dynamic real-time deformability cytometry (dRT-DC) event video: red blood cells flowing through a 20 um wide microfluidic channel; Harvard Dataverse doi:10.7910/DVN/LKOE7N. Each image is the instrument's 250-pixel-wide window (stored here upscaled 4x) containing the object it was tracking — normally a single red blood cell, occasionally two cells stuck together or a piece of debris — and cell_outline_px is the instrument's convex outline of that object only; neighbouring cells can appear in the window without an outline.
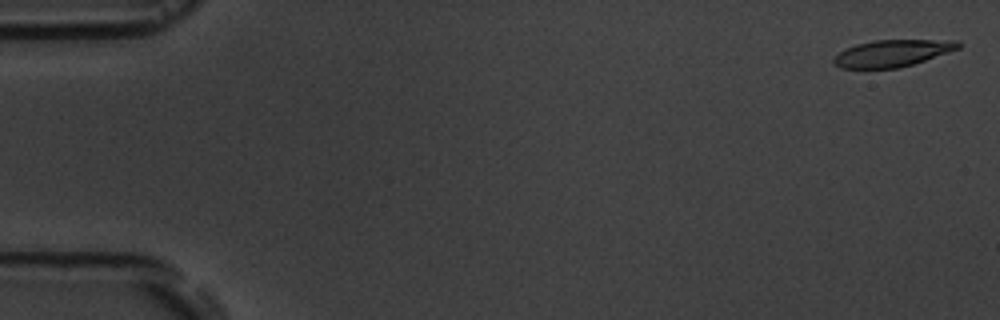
{"species": "common noctule bat (a hibernating species)", "species_latin": "Nyctalus noctula", "temperature_condition": "room temperature", "stored_images_in_passage": 5, "camera_frame_rate_fps": 3000, "um_per_image_px": 0.085, "animal": {"sex": "male", "body_mass_g": 19.5, "forearm_length_mm": 54.6}, "frame": {"image": 1, "passage_image": 1, "time_ms": 0.0, "image_size_px": [1000, 320], "cell_outline_px": [[964, 44], [960, 48], [900, 68], [840, 68], [832, 60], [840, 52], [856, 44], [876, 40], [960, 40]], "centroid_in_image_um": [75.9, 4.51], "position_along_channel_um": 9.1, "area_um2": 19.31}}
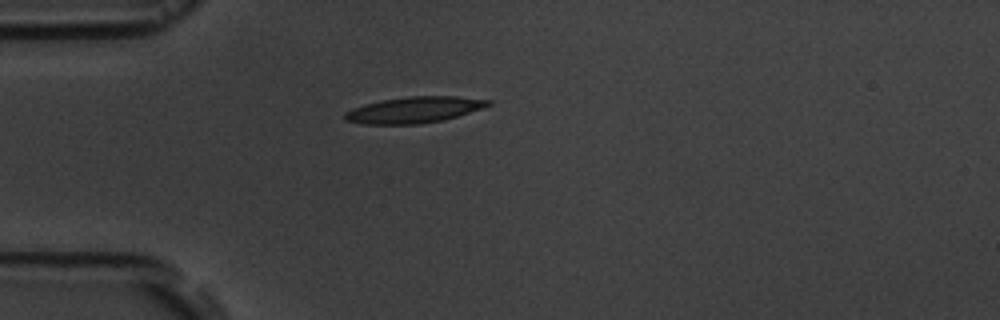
{"frame": {"image": 2, "passage_image": 5, "time_ms": 4.667, "image_size_px": [1000, 320], "cell_outline_px": [[492, 104], [444, 120], [420, 124], [364, 124], [344, 120], [344, 112], [352, 108], [364, 104], [380, 100], [408, 96], [456, 96], [492, 100]], "centroid_in_image_um": [35.16, 9.33], "position_along_channel_um": 49.8, "area_um2": 21.85}}